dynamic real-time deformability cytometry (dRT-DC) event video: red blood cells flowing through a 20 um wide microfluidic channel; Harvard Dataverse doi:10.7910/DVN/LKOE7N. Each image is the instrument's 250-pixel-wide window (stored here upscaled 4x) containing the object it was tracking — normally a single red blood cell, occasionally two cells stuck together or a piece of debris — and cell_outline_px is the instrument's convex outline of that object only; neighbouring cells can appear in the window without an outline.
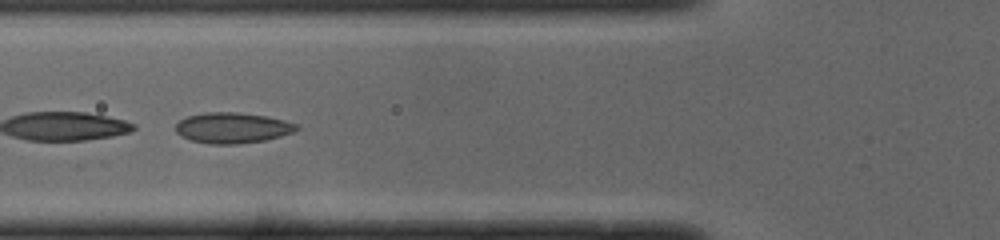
{"species": "common noctule bat (a hibernating species)", "species_latin": "Nyctalus noctula", "temperature_condition": "cold", "stored_images_in_passage": 22, "camera_frame_rate_fps": 3000, "um_per_image_px": 0.085, "animal": {"sex": "male", "body_mass_g": 19.0, "forearm_length_mm": 50.8}, "frame": {"image": 1, "passage_image": 7, "time_ms": 2.0, "image_size_px": [1000, 240], "cell_outline_px": [[300, 128], [292, 132], [280, 136], [264, 140], [240, 144], [208, 144], [192, 140], [176, 132], [176, 124], [180, 120], [188, 116], [204, 112], [236, 112], [264, 116], [284, 120], [296, 124]], "centroid_in_image_um": [19.75, 10.87], "position_along_channel_um": 106.1, "area_um2": 21.39}}